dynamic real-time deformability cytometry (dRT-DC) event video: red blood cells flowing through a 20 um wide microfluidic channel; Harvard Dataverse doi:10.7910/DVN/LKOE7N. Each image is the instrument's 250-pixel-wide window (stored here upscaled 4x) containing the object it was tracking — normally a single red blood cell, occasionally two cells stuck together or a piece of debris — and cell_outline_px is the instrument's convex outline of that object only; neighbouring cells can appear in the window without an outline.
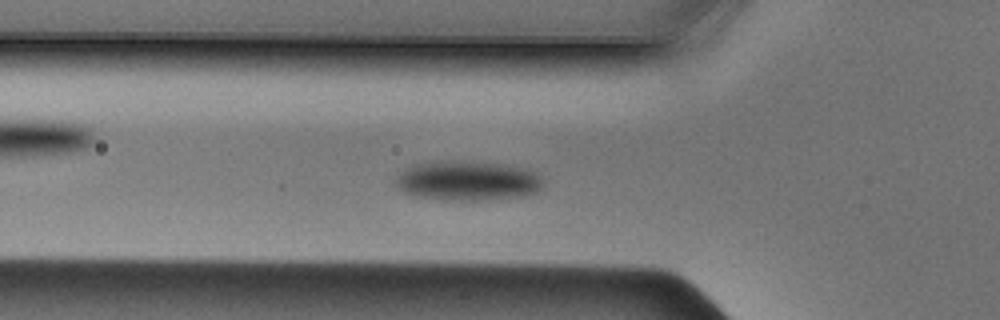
{"species": "Egyptian fruit bat (a non-hibernating species)", "species_latin": "Rousettus aegyptiacus", "temperature_condition": "cold", "stored_images_in_passage": 45, "camera_frame_rate_fps": 3000, "um_per_image_px": 0.085, "animal": {"sex": "male"}, "frame": {"image": 1, "passage_image": 12, "time_ms": 3.667, "image_size_px": [1000, 320], "cell_outline_px": [[544, 188], [536, 192], [524, 196], [488, 200], [444, 200], [412, 196], [396, 188], [392, 180], [396, 176], [412, 164], [452, 160], [500, 164], [520, 168], [536, 172], [544, 180]], "centroid_in_image_um": [39.71, 15.38], "position_along_channel_um": 86.1, "area_um2": 34.56}}
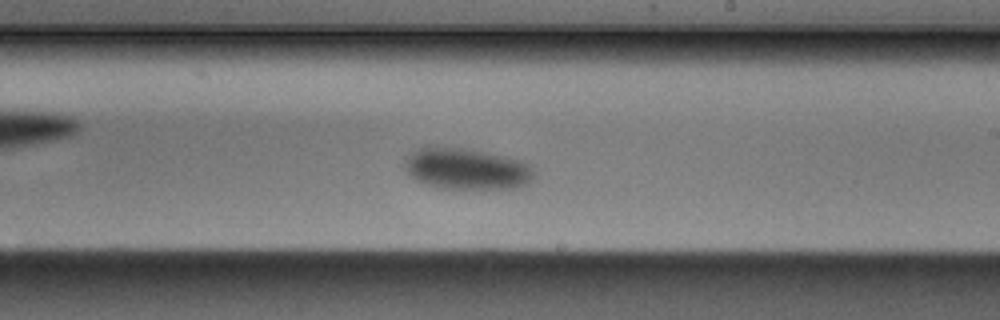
{"frame": {"image": 2, "passage_image": 24, "time_ms": 7.667, "image_size_px": [1000, 320], "cell_outline_px": [[536, 176], [528, 184], [516, 188], [440, 188], [424, 184], [408, 176], [404, 168], [404, 164], [412, 152], [420, 148], [460, 148], [484, 152], [520, 160], [528, 164], [536, 172]], "centroid_in_image_um": [39.68, 14.38], "position_along_channel_um": 249.3, "area_um2": 30.81}}
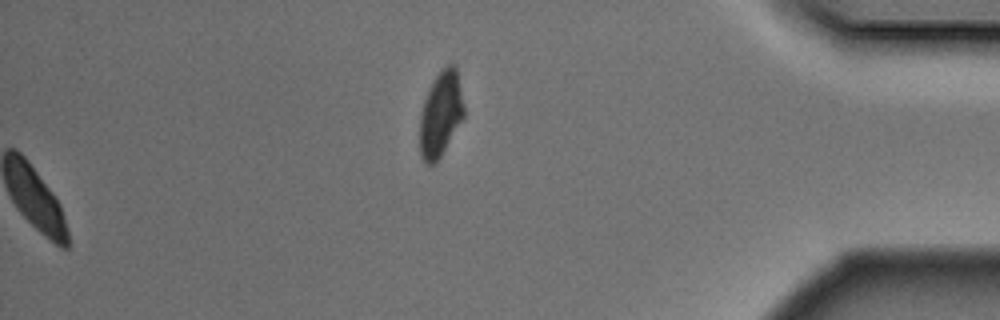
{"frame": {"image": 3, "passage_image": 45, "time_ms": 14.667, "image_size_px": [1000, 320], "cell_outline_px": [[464, 116], [440, 156], [432, 164], [424, 164], [420, 156], [420, 116], [424, 100], [436, 76], [448, 64], [456, 64], [464, 108]], "centroid_in_image_um": [37.45, 9.7], "position_along_channel_um": 397.7, "area_um2": 21.44}}